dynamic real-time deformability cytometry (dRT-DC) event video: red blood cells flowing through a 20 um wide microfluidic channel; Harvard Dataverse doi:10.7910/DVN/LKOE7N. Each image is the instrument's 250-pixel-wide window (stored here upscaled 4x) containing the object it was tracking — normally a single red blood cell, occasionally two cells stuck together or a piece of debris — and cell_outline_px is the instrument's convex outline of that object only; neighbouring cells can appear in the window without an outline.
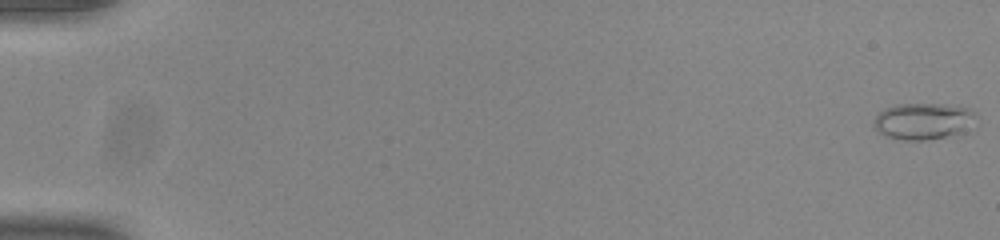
{"species": "common noctule bat (a hibernating species)", "species_latin": "Nyctalus noctula", "temperature_condition": "room temperature", "stored_images_in_passage": 54, "camera_frame_rate_fps": 3000, "um_per_image_px": 0.085, "animal": {"sex": "male", "body_mass_g": 20.0, "forearm_length_mm": 53.3}, "frame": {"image": 1, "passage_image": 1, "time_ms": 0.0, "image_size_px": [1000, 240], "cell_outline_px": [[976, 116], [964, 132], [924, 140], [904, 140], [884, 136], [872, 124], [872, 120], [884, 108], [896, 104], [940, 104], [968, 108], [976, 112]], "centroid_in_image_um": [78.43, 10.29], "position_along_channel_um": 6.6, "area_um2": 21.56}}
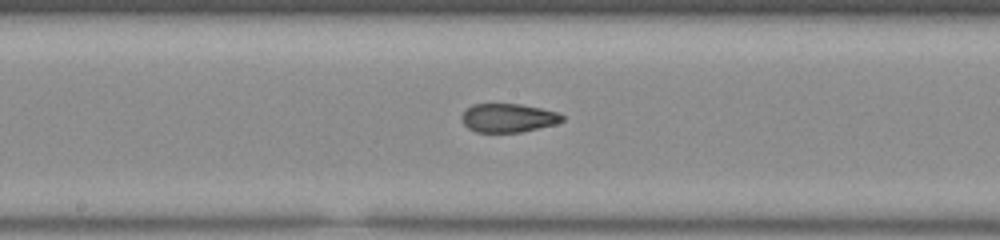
{"frame": {"image": 2, "passage_image": 30, "time_ms": 9.667, "image_size_px": [1000, 240], "cell_outline_px": [[564, 120], [556, 124], [520, 132], [476, 132], [468, 128], [460, 120], [460, 116], [472, 104], [520, 104], [540, 108], [556, 112], [564, 116]], "centroid_in_image_um": [43.17, 10.02], "position_along_channel_um": 205.0, "area_um2": 16.76}}
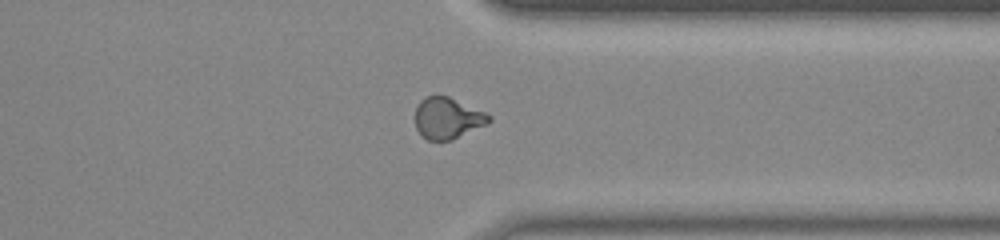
{"frame": {"image": 3, "passage_image": 43, "time_ms": 14.0, "image_size_px": [1000, 240], "cell_outline_px": [[492, 120], [488, 124], [452, 140], [428, 140], [416, 128], [416, 108], [420, 100], [424, 96], [448, 96], [484, 112], [492, 116]], "centroid_in_image_um": [38.06, 10.04], "position_along_channel_um": 373.3, "area_um2": 17.63}, "authors_computed_cell_mechanics": {"area_um2": 17.8602, "velocity_mm_per_s": 3.9033, "shape_relaxation_time_tau1_ms": null, "shape_relaxation_time_tau2_ms": 1.5145, "deformation_change_tau1": null, "deformation_change_tau2": 0.0748}}